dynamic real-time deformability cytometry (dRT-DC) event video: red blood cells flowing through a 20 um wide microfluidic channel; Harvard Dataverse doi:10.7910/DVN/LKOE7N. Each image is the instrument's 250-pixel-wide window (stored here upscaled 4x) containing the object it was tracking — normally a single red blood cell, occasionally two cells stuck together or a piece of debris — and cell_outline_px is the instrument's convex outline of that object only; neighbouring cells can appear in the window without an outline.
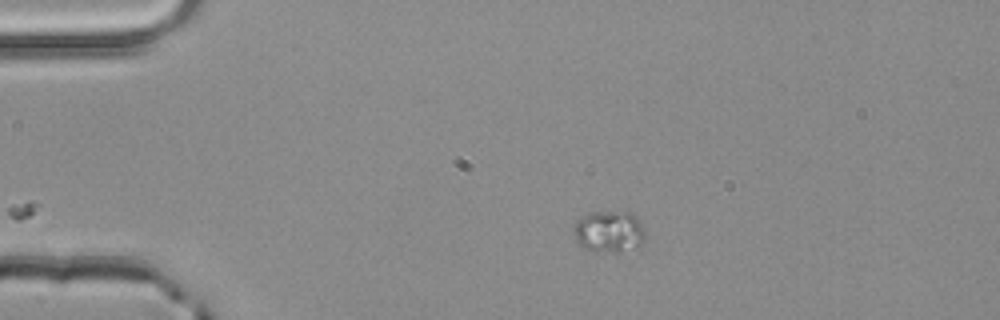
{"species": "common noctule bat (a hibernating species)", "species_latin": "Nyctalus noctula", "temperature_condition": "room temperature", "stored_images_in_passage": 43, "camera_frame_rate_fps": 3000, "um_per_image_px": 0.085, "animal": {"sex": "male", "body_mass_g": 20.4}, "frame": {"image": 1, "passage_image": 1, "time_ms": 0.0, "image_size_px": [1000, 320], "cell_outline_px": [[644, 244], [640, 248], [620, 252], [596, 252], [584, 248], [576, 240], [572, 232], [572, 228], [576, 220], [580, 216], [592, 212], [628, 212], [636, 216], [644, 232]], "centroid_in_image_um": [51.75, 19.71], "position_along_channel_um": 33.2, "area_um2": 17.74}}